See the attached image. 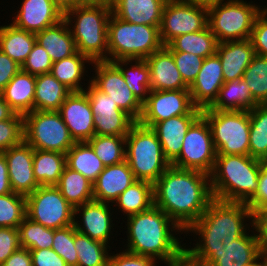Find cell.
Wrapping results in <instances>:
<instances>
[{
  "instance_id": "1",
  "label": "cell",
  "mask_w": 267,
  "mask_h": 266,
  "mask_svg": "<svg viewBox=\"0 0 267 266\" xmlns=\"http://www.w3.org/2000/svg\"><path fill=\"white\" fill-rule=\"evenodd\" d=\"M154 205L184 232L206 211L214 199L210 175L170 165L153 184Z\"/></svg>"
},
{
  "instance_id": "2",
  "label": "cell",
  "mask_w": 267,
  "mask_h": 266,
  "mask_svg": "<svg viewBox=\"0 0 267 266\" xmlns=\"http://www.w3.org/2000/svg\"><path fill=\"white\" fill-rule=\"evenodd\" d=\"M246 218L251 221L249 226ZM253 219L246 203L213 199L201 217L184 232H193L201 238L194 248L184 249V257L201 266L215 251L226 250L232 241L243 236L247 228L253 226Z\"/></svg>"
},
{
  "instance_id": "3",
  "label": "cell",
  "mask_w": 267,
  "mask_h": 266,
  "mask_svg": "<svg viewBox=\"0 0 267 266\" xmlns=\"http://www.w3.org/2000/svg\"><path fill=\"white\" fill-rule=\"evenodd\" d=\"M126 226L128 244L125 251L155 260L158 258L166 265L184 258L185 244L181 246L179 238L172 233H183V230L155 205L144 212L128 216Z\"/></svg>"
},
{
  "instance_id": "4",
  "label": "cell",
  "mask_w": 267,
  "mask_h": 266,
  "mask_svg": "<svg viewBox=\"0 0 267 266\" xmlns=\"http://www.w3.org/2000/svg\"><path fill=\"white\" fill-rule=\"evenodd\" d=\"M262 160L249 155H216L210 174L214 199L247 203L258 188Z\"/></svg>"
},
{
  "instance_id": "5",
  "label": "cell",
  "mask_w": 267,
  "mask_h": 266,
  "mask_svg": "<svg viewBox=\"0 0 267 266\" xmlns=\"http://www.w3.org/2000/svg\"><path fill=\"white\" fill-rule=\"evenodd\" d=\"M111 14V5L107 4L73 6L64 10V20L76 50L92 62L108 61L107 25Z\"/></svg>"
},
{
  "instance_id": "6",
  "label": "cell",
  "mask_w": 267,
  "mask_h": 266,
  "mask_svg": "<svg viewBox=\"0 0 267 266\" xmlns=\"http://www.w3.org/2000/svg\"><path fill=\"white\" fill-rule=\"evenodd\" d=\"M159 28L129 23L111 14L107 25L108 61L145 60L164 46Z\"/></svg>"
},
{
  "instance_id": "7",
  "label": "cell",
  "mask_w": 267,
  "mask_h": 266,
  "mask_svg": "<svg viewBox=\"0 0 267 266\" xmlns=\"http://www.w3.org/2000/svg\"><path fill=\"white\" fill-rule=\"evenodd\" d=\"M126 137L125 160L136 180L155 183L171 165L156 133L136 122Z\"/></svg>"
},
{
  "instance_id": "8",
  "label": "cell",
  "mask_w": 267,
  "mask_h": 266,
  "mask_svg": "<svg viewBox=\"0 0 267 266\" xmlns=\"http://www.w3.org/2000/svg\"><path fill=\"white\" fill-rule=\"evenodd\" d=\"M244 0H226L208 8L207 25L219 43L251 38L258 5Z\"/></svg>"
},
{
  "instance_id": "9",
  "label": "cell",
  "mask_w": 267,
  "mask_h": 266,
  "mask_svg": "<svg viewBox=\"0 0 267 266\" xmlns=\"http://www.w3.org/2000/svg\"><path fill=\"white\" fill-rule=\"evenodd\" d=\"M217 155H249V111L202 110Z\"/></svg>"
},
{
  "instance_id": "10",
  "label": "cell",
  "mask_w": 267,
  "mask_h": 266,
  "mask_svg": "<svg viewBox=\"0 0 267 266\" xmlns=\"http://www.w3.org/2000/svg\"><path fill=\"white\" fill-rule=\"evenodd\" d=\"M23 117L24 141L33 149L66 154L76 143L59 111L34 110Z\"/></svg>"
},
{
  "instance_id": "11",
  "label": "cell",
  "mask_w": 267,
  "mask_h": 266,
  "mask_svg": "<svg viewBox=\"0 0 267 266\" xmlns=\"http://www.w3.org/2000/svg\"><path fill=\"white\" fill-rule=\"evenodd\" d=\"M216 155L211 128L206 118L201 114L187 130L180 155L171 165L210 175Z\"/></svg>"
},
{
  "instance_id": "12",
  "label": "cell",
  "mask_w": 267,
  "mask_h": 266,
  "mask_svg": "<svg viewBox=\"0 0 267 266\" xmlns=\"http://www.w3.org/2000/svg\"><path fill=\"white\" fill-rule=\"evenodd\" d=\"M26 216L46 228L61 229L74 224V208L54 186H39L26 196Z\"/></svg>"
},
{
  "instance_id": "13",
  "label": "cell",
  "mask_w": 267,
  "mask_h": 266,
  "mask_svg": "<svg viewBox=\"0 0 267 266\" xmlns=\"http://www.w3.org/2000/svg\"><path fill=\"white\" fill-rule=\"evenodd\" d=\"M207 20L208 8L189 0H167L159 28L163 45H168L177 36L203 30Z\"/></svg>"
},
{
  "instance_id": "14",
  "label": "cell",
  "mask_w": 267,
  "mask_h": 266,
  "mask_svg": "<svg viewBox=\"0 0 267 266\" xmlns=\"http://www.w3.org/2000/svg\"><path fill=\"white\" fill-rule=\"evenodd\" d=\"M201 114L202 109L193 104L189 90H150L138 122L152 128L157 122L172 117Z\"/></svg>"
},
{
  "instance_id": "15",
  "label": "cell",
  "mask_w": 267,
  "mask_h": 266,
  "mask_svg": "<svg viewBox=\"0 0 267 266\" xmlns=\"http://www.w3.org/2000/svg\"><path fill=\"white\" fill-rule=\"evenodd\" d=\"M92 64L95 67V76H92L91 83L102 93L109 95L121 110L138 122L143 105L127 86L120 69L109 61H95Z\"/></svg>"
},
{
  "instance_id": "16",
  "label": "cell",
  "mask_w": 267,
  "mask_h": 266,
  "mask_svg": "<svg viewBox=\"0 0 267 266\" xmlns=\"http://www.w3.org/2000/svg\"><path fill=\"white\" fill-rule=\"evenodd\" d=\"M59 112L75 142H87L95 135L94 115L85 91L71 92Z\"/></svg>"
},
{
  "instance_id": "17",
  "label": "cell",
  "mask_w": 267,
  "mask_h": 266,
  "mask_svg": "<svg viewBox=\"0 0 267 266\" xmlns=\"http://www.w3.org/2000/svg\"><path fill=\"white\" fill-rule=\"evenodd\" d=\"M12 24L22 30L37 33L64 19L59 0H23Z\"/></svg>"
},
{
  "instance_id": "18",
  "label": "cell",
  "mask_w": 267,
  "mask_h": 266,
  "mask_svg": "<svg viewBox=\"0 0 267 266\" xmlns=\"http://www.w3.org/2000/svg\"><path fill=\"white\" fill-rule=\"evenodd\" d=\"M12 191L24 196L33 193L40 185L33 174L34 149L25 141L3 152Z\"/></svg>"
},
{
  "instance_id": "19",
  "label": "cell",
  "mask_w": 267,
  "mask_h": 266,
  "mask_svg": "<svg viewBox=\"0 0 267 266\" xmlns=\"http://www.w3.org/2000/svg\"><path fill=\"white\" fill-rule=\"evenodd\" d=\"M109 208L110 206L108 203L95 200L75 207L74 218L82 214L81 223H78L80 221L77 218L74 219L76 230L93 240L109 244L110 235H113L111 229H114L112 226L114 225L113 220H111V217H113L111 212L112 208Z\"/></svg>"
},
{
  "instance_id": "20",
  "label": "cell",
  "mask_w": 267,
  "mask_h": 266,
  "mask_svg": "<svg viewBox=\"0 0 267 266\" xmlns=\"http://www.w3.org/2000/svg\"><path fill=\"white\" fill-rule=\"evenodd\" d=\"M223 84L222 64L215 53L203 60L198 75L188 88L193 104L200 109L208 108L217 98Z\"/></svg>"
},
{
  "instance_id": "21",
  "label": "cell",
  "mask_w": 267,
  "mask_h": 266,
  "mask_svg": "<svg viewBox=\"0 0 267 266\" xmlns=\"http://www.w3.org/2000/svg\"><path fill=\"white\" fill-rule=\"evenodd\" d=\"M145 61L150 69V90H188L189 86L184 82L172 52L166 46L155 51Z\"/></svg>"
},
{
  "instance_id": "22",
  "label": "cell",
  "mask_w": 267,
  "mask_h": 266,
  "mask_svg": "<svg viewBox=\"0 0 267 266\" xmlns=\"http://www.w3.org/2000/svg\"><path fill=\"white\" fill-rule=\"evenodd\" d=\"M255 227L231 242L226 250L215 251L201 266H250L261 259Z\"/></svg>"
},
{
  "instance_id": "23",
  "label": "cell",
  "mask_w": 267,
  "mask_h": 266,
  "mask_svg": "<svg viewBox=\"0 0 267 266\" xmlns=\"http://www.w3.org/2000/svg\"><path fill=\"white\" fill-rule=\"evenodd\" d=\"M136 181L127 161L105 166L93 183L94 200L114 203L130 185Z\"/></svg>"
},
{
  "instance_id": "24",
  "label": "cell",
  "mask_w": 267,
  "mask_h": 266,
  "mask_svg": "<svg viewBox=\"0 0 267 266\" xmlns=\"http://www.w3.org/2000/svg\"><path fill=\"white\" fill-rule=\"evenodd\" d=\"M167 0H112V14L126 22L160 27Z\"/></svg>"
},
{
  "instance_id": "25",
  "label": "cell",
  "mask_w": 267,
  "mask_h": 266,
  "mask_svg": "<svg viewBox=\"0 0 267 266\" xmlns=\"http://www.w3.org/2000/svg\"><path fill=\"white\" fill-rule=\"evenodd\" d=\"M200 115H180L157 122L151 129L156 133L165 158L172 164L180 155L187 130Z\"/></svg>"
},
{
  "instance_id": "26",
  "label": "cell",
  "mask_w": 267,
  "mask_h": 266,
  "mask_svg": "<svg viewBox=\"0 0 267 266\" xmlns=\"http://www.w3.org/2000/svg\"><path fill=\"white\" fill-rule=\"evenodd\" d=\"M216 54L222 64L224 82L242 77L256 55L251 39L218 43Z\"/></svg>"
},
{
  "instance_id": "27",
  "label": "cell",
  "mask_w": 267,
  "mask_h": 266,
  "mask_svg": "<svg viewBox=\"0 0 267 266\" xmlns=\"http://www.w3.org/2000/svg\"><path fill=\"white\" fill-rule=\"evenodd\" d=\"M36 43L44 47L54 62L74 55L77 50L67 22L59 23L35 33Z\"/></svg>"
},
{
  "instance_id": "28",
  "label": "cell",
  "mask_w": 267,
  "mask_h": 266,
  "mask_svg": "<svg viewBox=\"0 0 267 266\" xmlns=\"http://www.w3.org/2000/svg\"><path fill=\"white\" fill-rule=\"evenodd\" d=\"M36 76L20 70L0 93L9 106L20 115L34 111Z\"/></svg>"
},
{
  "instance_id": "29",
  "label": "cell",
  "mask_w": 267,
  "mask_h": 266,
  "mask_svg": "<svg viewBox=\"0 0 267 266\" xmlns=\"http://www.w3.org/2000/svg\"><path fill=\"white\" fill-rule=\"evenodd\" d=\"M257 105L258 103L253 99L250 89L242 77H239L224 82L214 102L202 110L250 111Z\"/></svg>"
},
{
  "instance_id": "30",
  "label": "cell",
  "mask_w": 267,
  "mask_h": 266,
  "mask_svg": "<svg viewBox=\"0 0 267 266\" xmlns=\"http://www.w3.org/2000/svg\"><path fill=\"white\" fill-rule=\"evenodd\" d=\"M71 91L51 73L36 76L34 110L59 111Z\"/></svg>"
},
{
  "instance_id": "31",
  "label": "cell",
  "mask_w": 267,
  "mask_h": 266,
  "mask_svg": "<svg viewBox=\"0 0 267 266\" xmlns=\"http://www.w3.org/2000/svg\"><path fill=\"white\" fill-rule=\"evenodd\" d=\"M35 43V33L19 29L12 23L0 26V50L20 66L29 56Z\"/></svg>"
},
{
  "instance_id": "32",
  "label": "cell",
  "mask_w": 267,
  "mask_h": 266,
  "mask_svg": "<svg viewBox=\"0 0 267 266\" xmlns=\"http://www.w3.org/2000/svg\"><path fill=\"white\" fill-rule=\"evenodd\" d=\"M66 167V155L61 152L34 149L33 174L40 186H54Z\"/></svg>"
},
{
  "instance_id": "33",
  "label": "cell",
  "mask_w": 267,
  "mask_h": 266,
  "mask_svg": "<svg viewBox=\"0 0 267 266\" xmlns=\"http://www.w3.org/2000/svg\"><path fill=\"white\" fill-rule=\"evenodd\" d=\"M55 186L73 208L94 200L93 183L67 166Z\"/></svg>"
},
{
  "instance_id": "34",
  "label": "cell",
  "mask_w": 267,
  "mask_h": 266,
  "mask_svg": "<svg viewBox=\"0 0 267 266\" xmlns=\"http://www.w3.org/2000/svg\"><path fill=\"white\" fill-rule=\"evenodd\" d=\"M66 166L94 183L105 166L87 142H76L66 152Z\"/></svg>"
},
{
  "instance_id": "35",
  "label": "cell",
  "mask_w": 267,
  "mask_h": 266,
  "mask_svg": "<svg viewBox=\"0 0 267 266\" xmlns=\"http://www.w3.org/2000/svg\"><path fill=\"white\" fill-rule=\"evenodd\" d=\"M218 41L208 25L199 32L177 36L166 47L170 51L193 53L197 56H212L217 52Z\"/></svg>"
},
{
  "instance_id": "36",
  "label": "cell",
  "mask_w": 267,
  "mask_h": 266,
  "mask_svg": "<svg viewBox=\"0 0 267 266\" xmlns=\"http://www.w3.org/2000/svg\"><path fill=\"white\" fill-rule=\"evenodd\" d=\"M153 205V183L144 180H136L114 202V206L122 209L127 217L144 212Z\"/></svg>"
},
{
  "instance_id": "37",
  "label": "cell",
  "mask_w": 267,
  "mask_h": 266,
  "mask_svg": "<svg viewBox=\"0 0 267 266\" xmlns=\"http://www.w3.org/2000/svg\"><path fill=\"white\" fill-rule=\"evenodd\" d=\"M86 63L92 64L93 62L77 51L68 58L54 62L50 73L71 92L84 91L81 81L85 76Z\"/></svg>"
},
{
  "instance_id": "38",
  "label": "cell",
  "mask_w": 267,
  "mask_h": 266,
  "mask_svg": "<svg viewBox=\"0 0 267 266\" xmlns=\"http://www.w3.org/2000/svg\"><path fill=\"white\" fill-rule=\"evenodd\" d=\"M132 61L135 64H132ZM113 63L122 72L127 86L137 100L143 105L150 91V69L145 60H116ZM131 63V65L129 64ZM130 65L132 67H124Z\"/></svg>"
},
{
  "instance_id": "39",
  "label": "cell",
  "mask_w": 267,
  "mask_h": 266,
  "mask_svg": "<svg viewBox=\"0 0 267 266\" xmlns=\"http://www.w3.org/2000/svg\"><path fill=\"white\" fill-rule=\"evenodd\" d=\"M74 246L78 256V266H107L109 245L79 233L74 226ZM108 251V252H107Z\"/></svg>"
},
{
  "instance_id": "40",
  "label": "cell",
  "mask_w": 267,
  "mask_h": 266,
  "mask_svg": "<svg viewBox=\"0 0 267 266\" xmlns=\"http://www.w3.org/2000/svg\"><path fill=\"white\" fill-rule=\"evenodd\" d=\"M249 114V156L267 161V108L258 104Z\"/></svg>"
},
{
  "instance_id": "41",
  "label": "cell",
  "mask_w": 267,
  "mask_h": 266,
  "mask_svg": "<svg viewBox=\"0 0 267 266\" xmlns=\"http://www.w3.org/2000/svg\"><path fill=\"white\" fill-rule=\"evenodd\" d=\"M87 143L92 147L104 166L125 161V136L94 135Z\"/></svg>"
},
{
  "instance_id": "42",
  "label": "cell",
  "mask_w": 267,
  "mask_h": 266,
  "mask_svg": "<svg viewBox=\"0 0 267 266\" xmlns=\"http://www.w3.org/2000/svg\"><path fill=\"white\" fill-rule=\"evenodd\" d=\"M20 244L28 250L50 249L53 244L54 229L32 221L27 216L18 226Z\"/></svg>"
},
{
  "instance_id": "43",
  "label": "cell",
  "mask_w": 267,
  "mask_h": 266,
  "mask_svg": "<svg viewBox=\"0 0 267 266\" xmlns=\"http://www.w3.org/2000/svg\"><path fill=\"white\" fill-rule=\"evenodd\" d=\"M242 79L250 89L253 99L258 104H263L267 99V57L255 55Z\"/></svg>"
},
{
  "instance_id": "44",
  "label": "cell",
  "mask_w": 267,
  "mask_h": 266,
  "mask_svg": "<svg viewBox=\"0 0 267 266\" xmlns=\"http://www.w3.org/2000/svg\"><path fill=\"white\" fill-rule=\"evenodd\" d=\"M26 214V196L14 192L0 195V227L18 228Z\"/></svg>"
},
{
  "instance_id": "45",
  "label": "cell",
  "mask_w": 267,
  "mask_h": 266,
  "mask_svg": "<svg viewBox=\"0 0 267 266\" xmlns=\"http://www.w3.org/2000/svg\"><path fill=\"white\" fill-rule=\"evenodd\" d=\"M95 135L126 136L136 121L127 113L94 115Z\"/></svg>"
},
{
  "instance_id": "46",
  "label": "cell",
  "mask_w": 267,
  "mask_h": 266,
  "mask_svg": "<svg viewBox=\"0 0 267 266\" xmlns=\"http://www.w3.org/2000/svg\"><path fill=\"white\" fill-rule=\"evenodd\" d=\"M51 248L63 258L68 266H78L77 251L74 246V224L54 230Z\"/></svg>"
},
{
  "instance_id": "47",
  "label": "cell",
  "mask_w": 267,
  "mask_h": 266,
  "mask_svg": "<svg viewBox=\"0 0 267 266\" xmlns=\"http://www.w3.org/2000/svg\"><path fill=\"white\" fill-rule=\"evenodd\" d=\"M24 141V117L15 114L11 119L0 121V153Z\"/></svg>"
},
{
  "instance_id": "48",
  "label": "cell",
  "mask_w": 267,
  "mask_h": 266,
  "mask_svg": "<svg viewBox=\"0 0 267 266\" xmlns=\"http://www.w3.org/2000/svg\"><path fill=\"white\" fill-rule=\"evenodd\" d=\"M177 69L181 73L184 82L190 86L198 75L203 60V57L197 56L193 53H186L180 51H171Z\"/></svg>"
},
{
  "instance_id": "49",
  "label": "cell",
  "mask_w": 267,
  "mask_h": 266,
  "mask_svg": "<svg viewBox=\"0 0 267 266\" xmlns=\"http://www.w3.org/2000/svg\"><path fill=\"white\" fill-rule=\"evenodd\" d=\"M53 61L44 47L35 43L29 56L21 66V70L31 75L38 76L44 73H50Z\"/></svg>"
},
{
  "instance_id": "50",
  "label": "cell",
  "mask_w": 267,
  "mask_h": 266,
  "mask_svg": "<svg viewBox=\"0 0 267 266\" xmlns=\"http://www.w3.org/2000/svg\"><path fill=\"white\" fill-rule=\"evenodd\" d=\"M88 88L84 90L88 96L93 115L107 113H126L121 110L109 95L102 93L89 81Z\"/></svg>"
},
{
  "instance_id": "51",
  "label": "cell",
  "mask_w": 267,
  "mask_h": 266,
  "mask_svg": "<svg viewBox=\"0 0 267 266\" xmlns=\"http://www.w3.org/2000/svg\"><path fill=\"white\" fill-rule=\"evenodd\" d=\"M251 41L255 54L267 57V7L255 18Z\"/></svg>"
},
{
  "instance_id": "52",
  "label": "cell",
  "mask_w": 267,
  "mask_h": 266,
  "mask_svg": "<svg viewBox=\"0 0 267 266\" xmlns=\"http://www.w3.org/2000/svg\"><path fill=\"white\" fill-rule=\"evenodd\" d=\"M246 205L252 210L253 216L267 211V161H262L257 191Z\"/></svg>"
},
{
  "instance_id": "53",
  "label": "cell",
  "mask_w": 267,
  "mask_h": 266,
  "mask_svg": "<svg viewBox=\"0 0 267 266\" xmlns=\"http://www.w3.org/2000/svg\"><path fill=\"white\" fill-rule=\"evenodd\" d=\"M20 248L18 228L0 227V265Z\"/></svg>"
},
{
  "instance_id": "54",
  "label": "cell",
  "mask_w": 267,
  "mask_h": 266,
  "mask_svg": "<svg viewBox=\"0 0 267 266\" xmlns=\"http://www.w3.org/2000/svg\"><path fill=\"white\" fill-rule=\"evenodd\" d=\"M155 259L129 253L125 250L109 256L107 266H157Z\"/></svg>"
},
{
  "instance_id": "55",
  "label": "cell",
  "mask_w": 267,
  "mask_h": 266,
  "mask_svg": "<svg viewBox=\"0 0 267 266\" xmlns=\"http://www.w3.org/2000/svg\"><path fill=\"white\" fill-rule=\"evenodd\" d=\"M33 266H68L52 248L30 250Z\"/></svg>"
},
{
  "instance_id": "56",
  "label": "cell",
  "mask_w": 267,
  "mask_h": 266,
  "mask_svg": "<svg viewBox=\"0 0 267 266\" xmlns=\"http://www.w3.org/2000/svg\"><path fill=\"white\" fill-rule=\"evenodd\" d=\"M21 70V66L0 50V93Z\"/></svg>"
},
{
  "instance_id": "57",
  "label": "cell",
  "mask_w": 267,
  "mask_h": 266,
  "mask_svg": "<svg viewBox=\"0 0 267 266\" xmlns=\"http://www.w3.org/2000/svg\"><path fill=\"white\" fill-rule=\"evenodd\" d=\"M253 227L258 235L261 258L267 263V211L254 216Z\"/></svg>"
},
{
  "instance_id": "58",
  "label": "cell",
  "mask_w": 267,
  "mask_h": 266,
  "mask_svg": "<svg viewBox=\"0 0 267 266\" xmlns=\"http://www.w3.org/2000/svg\"><path fill=\"white\" fill-rule=\"evenodd\" d=\"M0 266H33L30 250L21 247Z\"/></svg>"
},
{
  "instance_id": "59",
  "label": "cell",
  "mask_w": 267,
  "mask_h": 266,
  "mask_svg": "<svg viewBox=\"0 0 267 266\" xmlns=\"http://www.w3.org/2000/svg\"><path fill=\"white\" fill-rule=\"evenodd\" d=\"M9 180L7 162L3 153H0V195L12 193Z\"/></svg>"
},
{
  "instance_id": "60",
  "label": "cell",
  "mask_w": 267,
  "mask_h": 266,
  "mask_svg": "<svg viewBox=\"0 0 267 266\" xmlns=\"http://www.w3.org/2000/svg\"><path fill=\"white\" fill-rule=\"evenodd\" d=\"M62 8H70L73 6H85V5H111L112 0H59Z\"/></svg>"
},
{
  "instance_id": "61",
  "label": "cell",
  "mask_w": 267,
  "mask_h": 266,
  "mask_svg": "<svg viewBox=\"0 0 267 266\" xmlns=\"http://www.w3.org/2000/svg\"><path fill=\"white\" fill-rule=\"evenodd\" d=\"M16 112L9 106V104L0 95V121L11 119Z\"/></svg>"
},
{
  "instance_id": "62",
  "label": "cell",
  "mask_w": 267,
  "mask_h": 266,
  "mask_svg": "<svg viewBox=\"0 0 267 266\" xmlns=\"http://www.w3.org/2000/svg\"><path fill=\"white\" fill-rule=\"evenodd\" d=\"M189 1H191L192 3H195L199 6L209 8L211 6H214V5H217L221 2H223L224 0H189Z\"/></svg>"
},
{
  "instance_id": "63",
  "label": "cell",
  "mask_w": 267,
  "mask_h": 266,
  "mask_svg": "<svg viewBox=\"0 0 267 266\" xmlns=\"http://www.w3.org/2000/svg\"><path fill=\"white\" fill-rule=\"evenodd\" d=\"M167 266H198V265L193 264L192 262H190L188 259L184 257L180 261L176 263L168 264Z\"/></svg>"
},
{
  "instance_id": "64",
  "label": "cell",
  "mask_w": 267,
  "mask_h": 266,
  "mask_svg": "<svg viewBox=\"0 0 267 266\" xmlns=\"http://www.w3.org/2000/svg\"><path fill=\"white\" fill-rule=\"evenodd\" d=\"M250 266H267V263L261 258V261L259 259L255 264Z\"/></svg>"
},
{
  "instance_id": "65",
  "label": "cell",
  "mask_w": 267,
  "mask_h": 266,
  "mask_svg": "<svg viewBox=\"0 0 267 266\" xmlns=\"http://www.w3.org/2000/svg\"><path fill=\"white\" fill-rule=\"evenodd\" d=\"M262 105L265 106V107L267 108V99L263 102Z\"/></svg>"
}]
</instances>
